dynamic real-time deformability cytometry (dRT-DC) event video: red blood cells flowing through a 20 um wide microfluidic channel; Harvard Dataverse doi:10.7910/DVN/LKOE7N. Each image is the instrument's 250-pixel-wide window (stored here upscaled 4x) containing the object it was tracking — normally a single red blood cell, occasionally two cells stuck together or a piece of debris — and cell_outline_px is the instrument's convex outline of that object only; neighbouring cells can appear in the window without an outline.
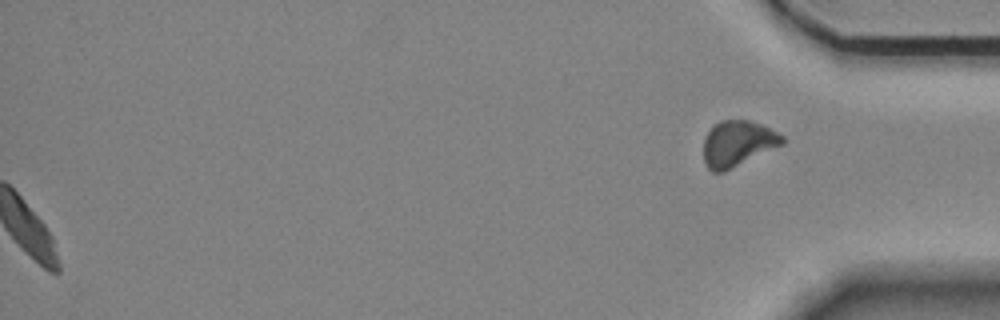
{"species": "Egyptian fruit bat (a non-hibernating species)", "species_latin": "Rousettus aegyptiacus", "temperature_condition": "room temperature", "stored_images_in_passage": 51, "segment_of_instrument_passage": [2, 2], "camera_frame_rate_fps": 3000, "um_per_image_px": 0.085, "animal": {"sex": "female"}, "frame": {"image": 1, "passage_image": 51, "time_ms": 16.667, "image_size_px": [1000, 320], "cell_outline_px": [[784, 144], [724, 172], [712, 172], [704, 164], [704, 136], [720, 120], [748, 120], [760, 124], [784, 136]], "centroid_in_image_um": [62.69, 12.22], "position_along_channel_um": 372.5, "area_um2": 20.92}}